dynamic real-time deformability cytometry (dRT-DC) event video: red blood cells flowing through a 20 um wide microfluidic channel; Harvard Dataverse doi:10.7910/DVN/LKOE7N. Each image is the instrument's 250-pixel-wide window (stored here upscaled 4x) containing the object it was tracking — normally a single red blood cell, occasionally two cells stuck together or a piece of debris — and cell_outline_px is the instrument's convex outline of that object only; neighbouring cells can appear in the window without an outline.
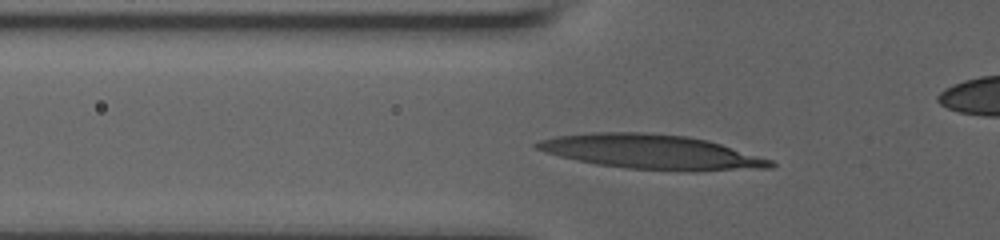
{"species": "human", "species_latin": "Homo sapiens", "temperature_condition": "room temperature", "stored_images_in_passage": 39, "camera_frame_rate_fps": 3000, "um_per_image_px": 0.085, "donor": {"sex": "male"}, "frame": {"image": 1, "passage_image": 12, "time_ms": 3.667, "image_size_px": [1000, 240], "cell_outline_px": [[776, 164], [772, 168], [696, 172], [688, 172], [628, 168], [596, 164], [560, 156], [544, 152], [536, 148], [532, 144], [540, 140], [556, 136], [592, 132], [644, 132], [688, 136], [708, 140], [772, 160]], "centroid_in_image_um": [55.41, 12.92], "position_along_channel_um": 70.4, "area_um2": 47.28}}
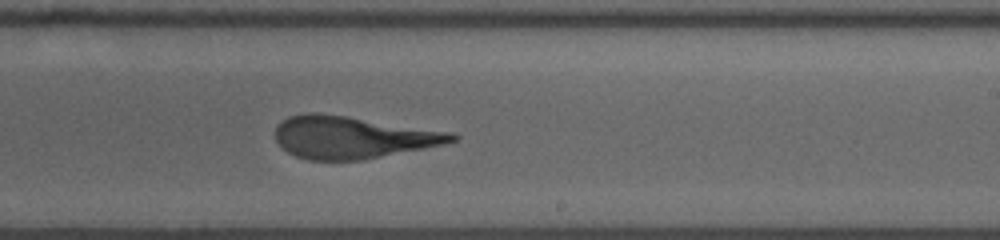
{"frame": {"image": 2, "passage_image": 27, "time_ms": 8.667, "image_size_px": [1000, 240], "cell_outline_px": [[460, 136], [456, 140], [444, 144], [424, 148], [360, 160], [308, 160], [296, 156], [288, 152], [276, 140], [276, 124], [288, 116], [308, 112], [316, 112], [344, 116], [452, 132]], "centroid_in_image_um": [29.93, 11.67], "position_along_channel_um": 259.1, "area_um2": 43.06}}
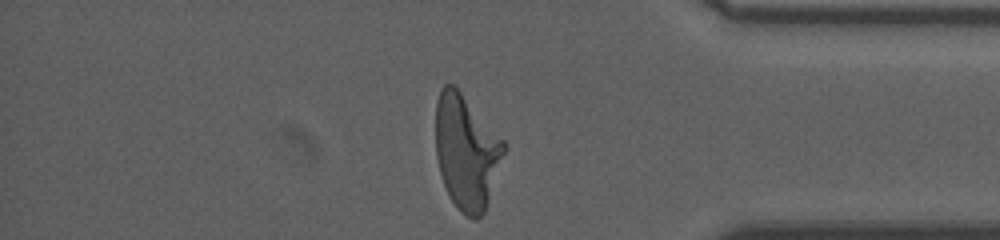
{"frame": {"image": 3, "passage_image": 39, "time_ms": 12.667, "image_size_px": [1000, 240], "cell_outline_px": [[508, 148], [484, 212], [476, 220], [472, 220], [464, 216], [456, 208], [444, 184], [440, 172], [436, 156], [436, 100], [440, 88], [444, 84], [452, 84], [460, 92], [508, 144]], "centroid_in_image_um": [39.67, 12.93], "position_along_channel_um": 395.5, "area_um2": 45.72}, "authors_computed_cell_mechanics": {"area_um2": 43.4078, "velocity_mm_per_s": 3.8267, "shape_relaxation_time_tau1_ms": 5.5904, "shape_relaxation_time_tau2_ms": 1.3505, "deformation_change_tau1": 0.238, "deformation_change_tau2": 0.1221}}